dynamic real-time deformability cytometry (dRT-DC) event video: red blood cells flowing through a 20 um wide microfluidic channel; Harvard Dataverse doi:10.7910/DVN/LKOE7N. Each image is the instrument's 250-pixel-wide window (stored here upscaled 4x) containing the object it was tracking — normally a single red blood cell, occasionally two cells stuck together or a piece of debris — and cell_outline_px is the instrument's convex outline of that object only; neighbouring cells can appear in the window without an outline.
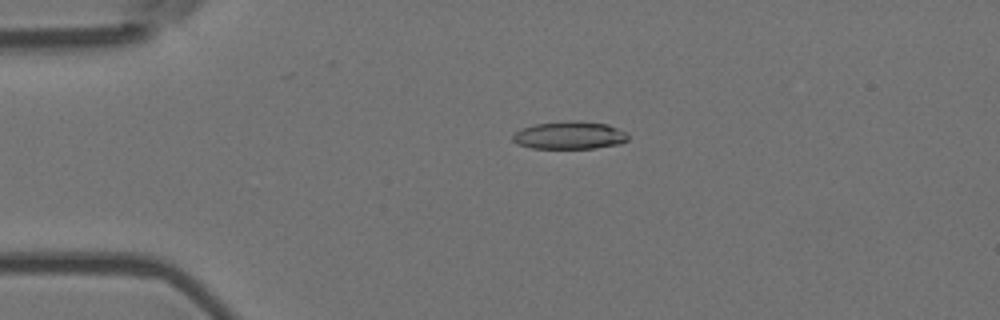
{"species": "Egyptian fruit bat (a non-hibernating species)", "species_latin": "Rousettus aegyptiacus", "temperature_condition": "room temperature", "stored_images_in_passage": 5, "camera_frame_rate_fps": 3000, "um_per_image_px": 0.085, "animal": {"sex": "female"}, "frame": {"image": 1, "passage_image": 4, "time_ms": 1.0, "image_size_px": [1000, 320], "cell_outline_px": [[628, 140], [620, 144], [596, 148], [532, 148], [516, 144], [512, 140], [512, 136], [516, 132], [524, 128], [536, 124], [568, 120], [580, 120], [608, 124], [628, 132]], "centroid_in_image_um": [48.46, 11.49], "position_along_channel_um": 36.5, "area_um2": 18.84}}